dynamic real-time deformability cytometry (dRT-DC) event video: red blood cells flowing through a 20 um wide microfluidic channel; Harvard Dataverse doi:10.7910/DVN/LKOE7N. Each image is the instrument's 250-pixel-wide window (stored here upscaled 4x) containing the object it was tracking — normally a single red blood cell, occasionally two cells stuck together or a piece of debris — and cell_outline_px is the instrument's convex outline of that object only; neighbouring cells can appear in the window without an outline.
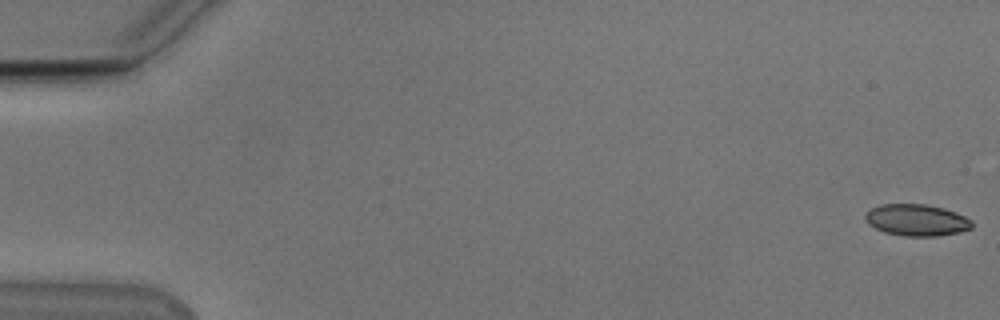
{"species": "Egyptian fruit bat (a non-hibernating species)", "species_latin": "Rousettus aegyptiacus", "temperature_condition": "cold", "stored_images_in_passage": 54, "camera_frame_rate_fps": 3000, "um_per_image_px": 0.085, "animal": {"sex": "male"}, "frame": {"image": 1, "passage_image": 1, "time_ms": 0.0, "image_size_px": [1000, 320], "cell_outline_px": [[972, 228], [960, 232], [936, 236], [904, 236], [884, 232], [868, 224], [864, 220], [864, 216], [872, 208], [880, 204], [924, 204], [944, 208], [956, 212], [972, 220]], "centroid_in_image_um": [77.91, 18.7], "position_along_channel_um": 7.1, "area_um2": 19.71}}
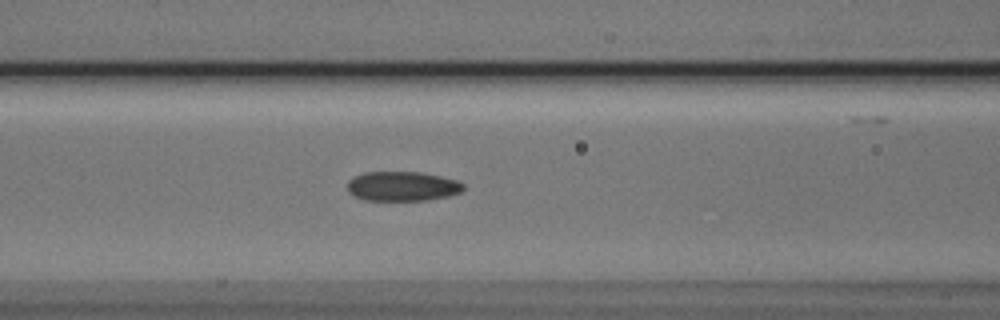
{"frame": {"image": 2, "passage_image": 23, "time_ms": 7.333, "image_size_px": [1000, 320], "cell_outline_px": [[464, 188], [460, 192], [448, 196], [428, 200], [364, 200], [352, 196], [348, 192], [348, 180], [364, 172], [420, 172], [440, 176], [456, 180], [464, 184]], "centroid_in_image_um": [34.18, 15.83], "position_along_channel_um": 132.4, "area_um2": 20.0}}
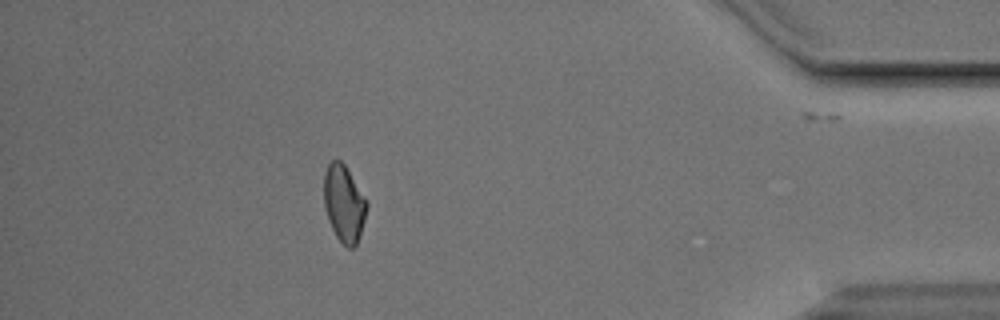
{"frame": {"image": 3, "passage_image": 48, "time_ms": 15.667, "image_size_px": [1000, 320], "cell_outline_px": [[368, 204], [364, 220], [356, 248], [348, 248], [336, 236], [328, 220], [324, 208], [324, 172], [328, 164], [332, 160], [340, 160], [344, 164], [368, 200]], "centroid_in_image_um": [29.24, 17.3], "position_along_channel_um": 406.0, "area_um2": 19.31}, "authors_computed_cell_mechanics": {"area_um2": 19.8254, "velocity_mm_per_s": 3.8484, "shape_relaxation_time_tau1_ms": 4.3168, "shape_relaxation_time_tau2_ms": 4.9048, "deformation_change_tau1": 0.1076, "deformation_change_tau2": 0.0863}}